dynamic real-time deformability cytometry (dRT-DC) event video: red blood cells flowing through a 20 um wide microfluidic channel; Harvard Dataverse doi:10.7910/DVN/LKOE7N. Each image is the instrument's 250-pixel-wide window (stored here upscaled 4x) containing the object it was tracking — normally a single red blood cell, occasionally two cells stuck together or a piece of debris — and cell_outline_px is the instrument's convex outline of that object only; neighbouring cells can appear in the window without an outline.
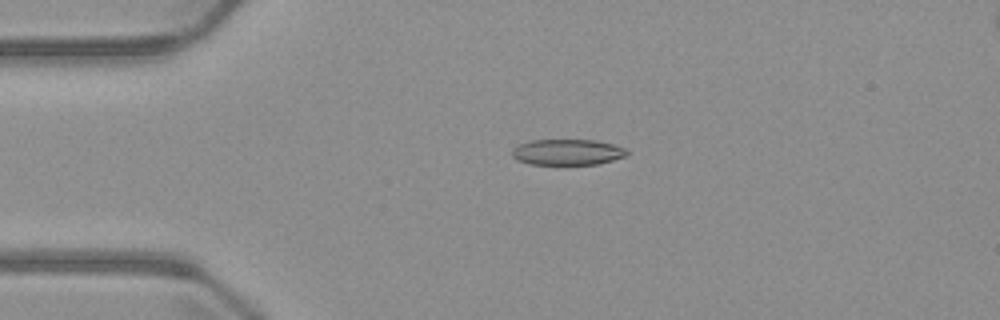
{"species": "common noctule bat (a hibernating species)", "species_latin": "Nyctalus noctula", "temperature_condition": "warm", "stored_images_in_passage": 2, "camera_frame_rate_fps": 3000, "um_per_image_px": 0.085, "animal": {"sex": "male", "body_mass_g": 23.1, "forearm_length_mm": 52.7}, "frame": {"image": 1, "passage_image": 1, "time_ms": 0.0, "image_size_px": [1000, 320], "cell_outline_px": [[628, 152], [624, 156], [600, 164], [528, 164], [516, 160], [512, 156], [512, 148], [520, 144], [532, 140], [596, 140], [612, 144], [624, 148]], "centroid_in_image_um": [48.19, 12.93], "position_along_channel_um": 36.8, "area_um2": 17.22}}